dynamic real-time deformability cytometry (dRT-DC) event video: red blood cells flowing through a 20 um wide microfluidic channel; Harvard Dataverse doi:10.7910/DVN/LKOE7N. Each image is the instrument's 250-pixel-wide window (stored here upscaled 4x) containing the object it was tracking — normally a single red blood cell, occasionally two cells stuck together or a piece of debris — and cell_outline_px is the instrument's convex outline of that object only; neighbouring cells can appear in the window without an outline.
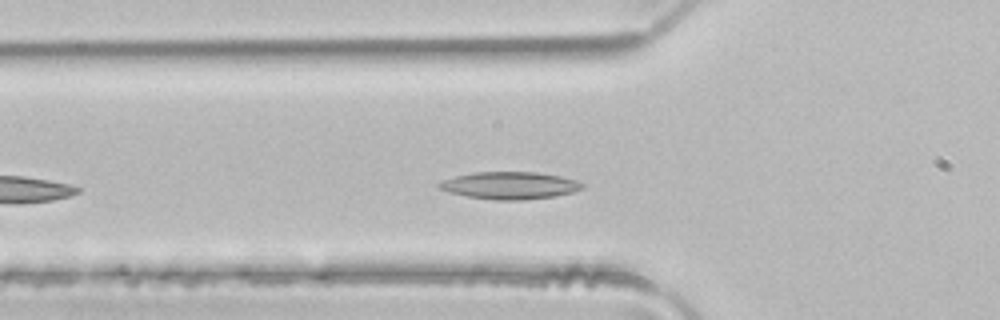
{"species": "common noctule bat (a hibernating species)", "species_latin": "Nyctalus noctula", "temperature_condition": "room temperature", "stored_images_in_passage": 37, "camera_frame_rate_fps": 3000, "um_per_image_px": 0.085, "animal": {"sex": "male", "body_mass_g": 21.5, "forearm_length_mm": 52.0}, "frame": {"image": 1, "passage_image": 6, "time_ms": 1.667, "image_size_px": [1000, 320], "cell_outline_px": [[584, 188], [572, 192], [556, 196], [524, 200], [496, 200], [468, 196], [448, 192], [436, 188], [436, 184], [444, 180], [456, 176], [476, 172], [536, 172], [560, 176], [576, 180], [584, 184]], "centroid_in_image_um": [43.33, 15.77], "position_along_channel_um": 82.5, "area_um2": 22.77}}
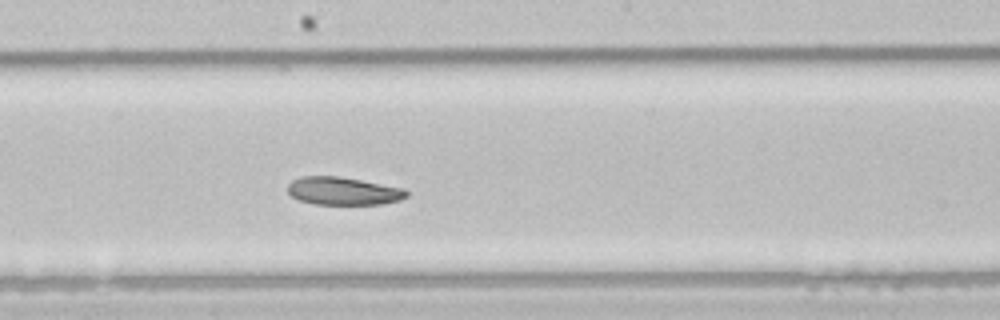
{"frame": {"image": 2, "passage_image": 16, "time_ms": 5.0, "image_size_px": [1000, 320], "cell_outline_px": [[408, 196], [400, 200], [384, 204], [316, 204], [300, 200], [292, 196], [288, 192], [288, 184], [292, 180], [300, 176], [340, 176], [404, 188], [408, 192]], "centroid_in_image_um": [29.19, 16.23], "position_along_channel_um": 219.0, "area_um2": 19.36}}
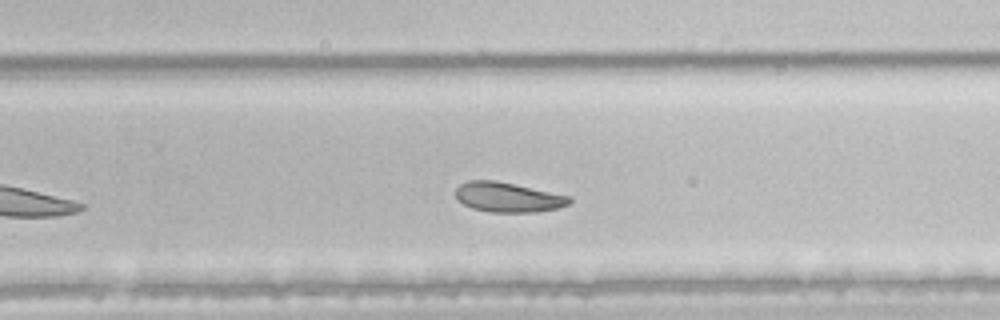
{"frame": {"image": 3, "passage_image": 21, "time_ms": 6.667, "image_size_px": [1000, 320], "cell_outline_px": [[572, 200], [568, 204], [560, 208], [536, 212], [492, 212], [472, 208], [464, 204], [456, 196], [456, 188], [460, 184], [468, 180], [492, 180], [572, 196]], "centroid_in_image_um": [43.2, 16.77], "position_along_channel_um": 286.6, "area_um2": 19.59}}